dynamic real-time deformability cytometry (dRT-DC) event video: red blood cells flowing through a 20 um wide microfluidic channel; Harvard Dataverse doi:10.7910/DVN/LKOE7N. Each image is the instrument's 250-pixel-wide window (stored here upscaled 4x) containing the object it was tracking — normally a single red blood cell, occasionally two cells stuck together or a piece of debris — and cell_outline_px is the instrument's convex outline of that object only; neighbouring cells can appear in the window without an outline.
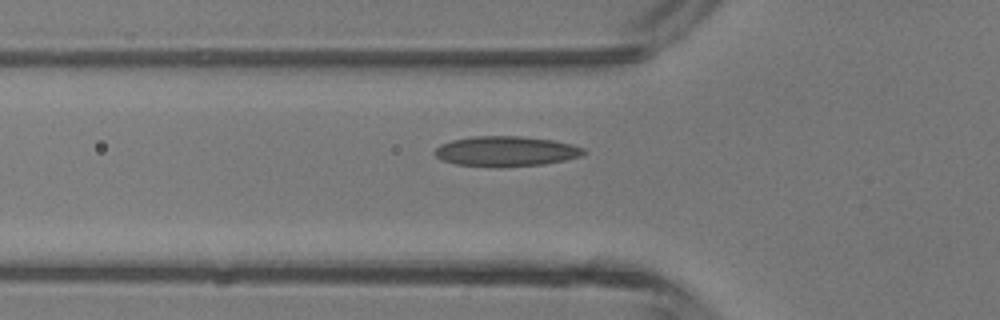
{"species": "common noctule bat (a hibernating species)", "species_latin": "Nyctalus noctula", "temperature_condition": "room temperature", "stored_images_in_passage": 4, "camera_frame_rate_fps": 3000, "um_per_image_px": 0.085, "animal": {"sex": "male", "body_mass_g": 13.3}, "frame": {"image": 1, "passage_image": 4, "time_ms": 3.667, "image_size_px": [1000, 320], "cell_outline_px": [[588, 152], [580, 156], [564, 160], [544, 164], [456, 164], [444, 160], [436, 156], [432, 152], [440, 144], [452, 140], [472, 136], [520, 136], [552, 140], [572, 144], [584, 148]], "centroid_in_image_um": [43.03, 12.8], "position_along_channel_um": 82.8, "area_um2": 25.09}}